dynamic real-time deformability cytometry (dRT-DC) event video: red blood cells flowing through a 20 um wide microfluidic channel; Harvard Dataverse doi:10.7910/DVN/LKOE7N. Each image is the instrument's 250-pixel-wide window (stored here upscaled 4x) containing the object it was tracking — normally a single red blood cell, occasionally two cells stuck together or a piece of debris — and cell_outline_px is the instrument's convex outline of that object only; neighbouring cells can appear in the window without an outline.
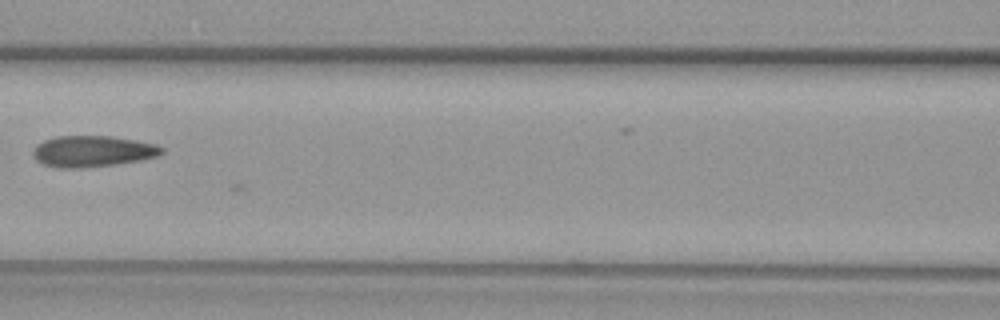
{"species": "common noctule bat (a hibernating species)", "species_latin": "Nyctalus noctula", "temperature_condition": "warm", "stored_images_in_passage": 17, "camera_frame_rate_fps": 3000, "um_per_image_px": 0.085, "animal": {"sex": "female", "body_mass_g": 29.2, "forearm_length_mm": 56.3}, "frame": {"image": 1, "passage_image": 10, "time_ms": 3.0, "image_size_px": [1000, 320], "cell_outline_px": [[164, 152], [156, 156], [140, 160], [116, 164], [84, 168], [56, 168], [44, 164], [36, 160], [32, 152], [36, 144], [44, 140], [56, 136], [112, 136], [136, 140], [156, 144], [164, 148]], "centroid_in_image_um": [7.86, 12.86], "position_along_channel_um": 158.7, "area_um2": 23.52}}
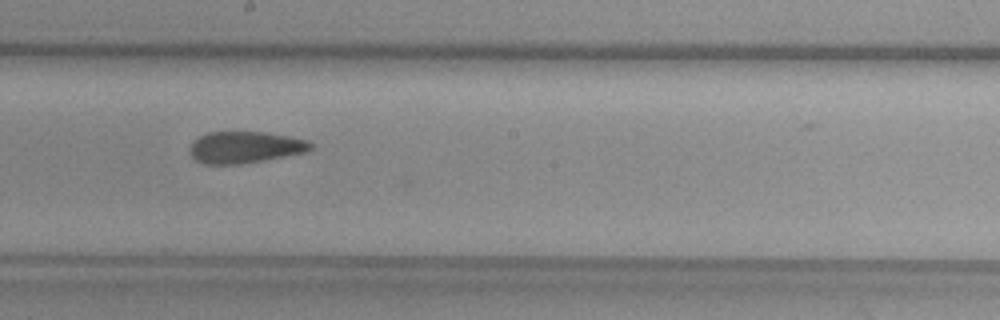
{"frame": {"image": 2, "passage_image": 15, "time_ms": 4.667, "image_size_px": [1000, 320], "cell_outline_px": [[312, 148], [304, 152], [264, 160], [240, 164], [204, 164], [196, 160], [192, 156], [192, 140], [208, 132], [264, 132], [288, 136], [308, 140], [312, 144]], "centroid_in_image_um": [20.82, 12.51], "position_along_channel_um": 227.4, "area_um2": 22.02}}